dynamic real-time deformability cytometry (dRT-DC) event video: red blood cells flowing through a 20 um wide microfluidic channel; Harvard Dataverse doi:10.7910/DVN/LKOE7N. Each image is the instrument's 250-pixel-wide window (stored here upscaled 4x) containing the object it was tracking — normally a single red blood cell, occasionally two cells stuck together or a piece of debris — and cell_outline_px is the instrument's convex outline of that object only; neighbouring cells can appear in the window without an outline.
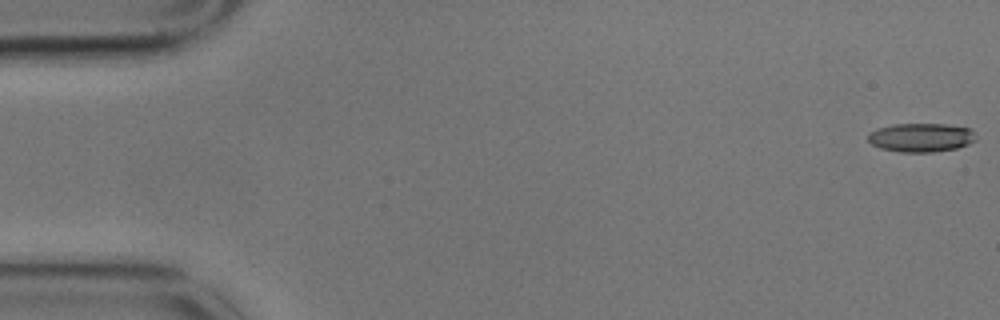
{"species": "common noctule bat (a hibernating species)", "species_latin": "Nyctalus noctula", "temperature_condition": "cold", "stored_images_in_passage": 58, "camera_frame_rate_fps": 3000, "um_per_image_px": 0.085, "animal": {"sex": "male", "body_mass_g": 17.9}, "frame": {"image": 1, "passage_image": 1, "time_ms": 0.0, "image_size_px": [1000, 320], "cell_outline_px": [[976, 140], [968, 144], [956, 148], [932, 152], [900, 152], [880, 148], [872, 144], [868, 140], [868, 132], [876, 128], [892, 124], [944, 124], [972, 128], [976, 136]], "centroid_in_image_um": [78.28, 11.68], "position_along_channel_um": 6.7, "area_um2": 18.26}}
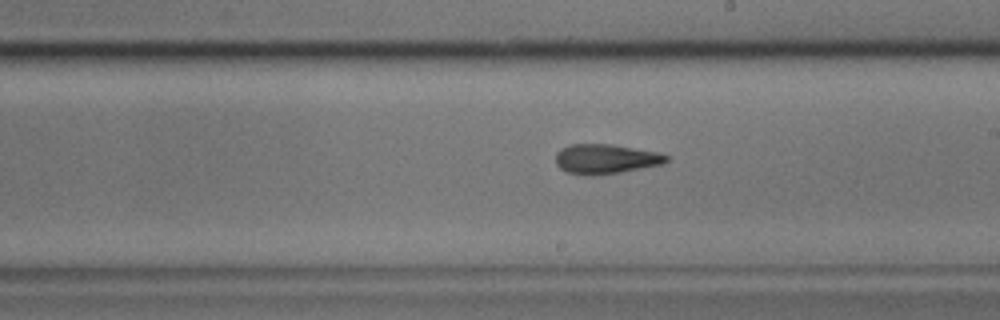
{"frame": {"image": 2, "passage_image": 33, "time_ms": 10.667, "image_size_px": [1000, 320], "cell_outline_px": [[668, 160], [664, 164], [620, 172], [592, 176], [568, 172], [560, 168], [556, 164], [556, 152], [560, 148], [568, 144], [612, 144], [660, 152], [668, 156]], "centroid_in_image_um": [51.48, 13.5], "position_along_channel_um": 237.5, "area_um2": 19.31}}
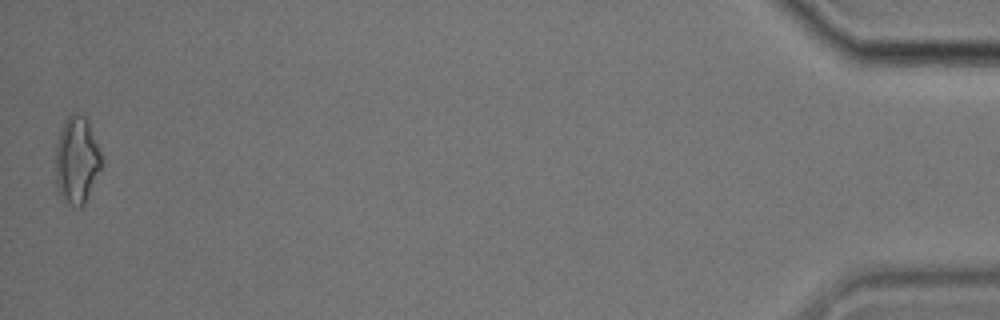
{"frame": {"image": 3, "passage_image": 58, "time_ms": 19.0, "image_size_px": [1000, 320], "cell_outline_px": [[104, 164], [84, 204], [80, 208], [76, 208], [60, 196], [56, 188], [56, 140], [64, 120], [72, 112], [76, 112], [84, 116], [88, 120], [104, 160]], "centroid_in_image_um": [6.54, 13.6], "position_along_channel_um": 428.7, "area_um2": 23.81}, "authors_computed_cell_mechanics": {"area_um2": 19.1896, "velocity_mm_per_s": 3.4146, "shape_relaxation_time_tau1_ms": 7.1656, "shape_relaxation_time_tau2_ms": 3.0663, "deformation_change_tau1": 0.1863, "deformation_change_tau2": 0.1175}}